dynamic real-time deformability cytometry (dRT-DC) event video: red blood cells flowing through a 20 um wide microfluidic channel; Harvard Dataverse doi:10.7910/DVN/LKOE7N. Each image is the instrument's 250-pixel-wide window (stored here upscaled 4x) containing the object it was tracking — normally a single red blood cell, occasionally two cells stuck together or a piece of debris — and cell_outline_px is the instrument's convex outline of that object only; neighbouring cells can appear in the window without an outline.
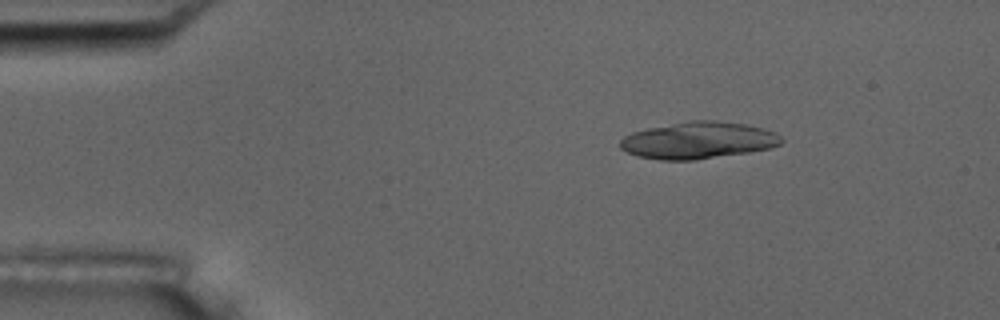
{"species": "common noctule bat (a hibernating species)", "species_latin": "Nyctalus noctula", "temperature_condition": "room temperature", "stored_images_in_passage": 4, "camera_frame_rate_fps": 3000, "um_per_image_px": 0.085, "animal": {"sex": "male", "body_mass_g": 17.5, "forearm_length_mm": 52.3}, "frame": {"image": 1, "passage_image": 1, "time_ms": 0.0, "image_size_px": [1000, 320], "cell_outline_px": [[784, 140], [780, 144], [772, 148], [748, 152], [696, 160], [660, 160], [640, 156], [628, 152], [620, 148], [620, 140], [624, 136], [632, 132], [648, 128], [692, 120], [716, 120], [744, 124], [776, 132]], "centroid_in_image_um": [59.37, 11.93], "position_along_channel_um": 25.6, "area_um2": 34.51}}